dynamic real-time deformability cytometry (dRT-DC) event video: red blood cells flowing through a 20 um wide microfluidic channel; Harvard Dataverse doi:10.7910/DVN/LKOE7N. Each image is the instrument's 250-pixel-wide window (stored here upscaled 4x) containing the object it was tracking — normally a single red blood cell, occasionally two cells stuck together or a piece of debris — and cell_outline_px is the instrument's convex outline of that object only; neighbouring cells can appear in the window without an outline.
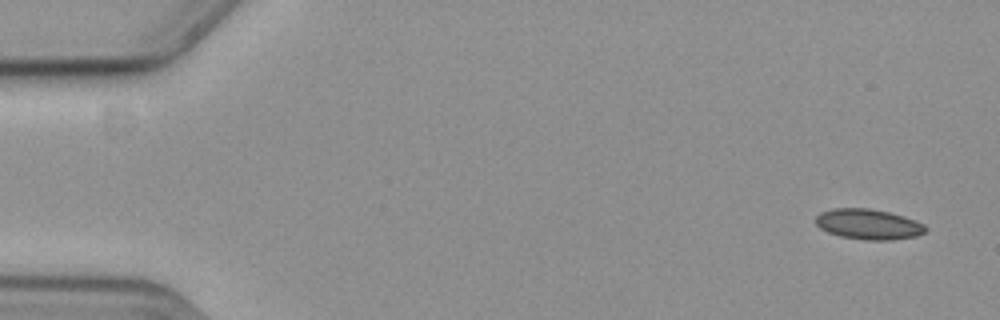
{"species": "common noctule bat (a hibernating species)", "species_latin": "Nyctalus noctula", "temperature_condition": "cold", "stored_images_in_passage": 56, "camera_frame_rate_fps": 3000, "um_per_image_px": 0.085, "animal": {"sex": "female", "body_mass_g": 19.3, "forearm_length_mm": 54.1}, "frame": {"image": 1, "passage_image": 1, "time_ms": 0.0, "image_size_px": [1000, 320], "cell_outline_px": [[928, 228], [924, 232], [916, 236], [892, 240], [864, 240], [840, 236], [828, 232], [820, 228], [816, 224], [816, 216], [820, 212], [832, 208], [868, 208], [888, 212], [904, 216], [916, 220], [924, 224]], "centroid_in_image_um": [73.82, 19.06], "position_along_channel_um": 11.2, "area_um2": 19.54}}
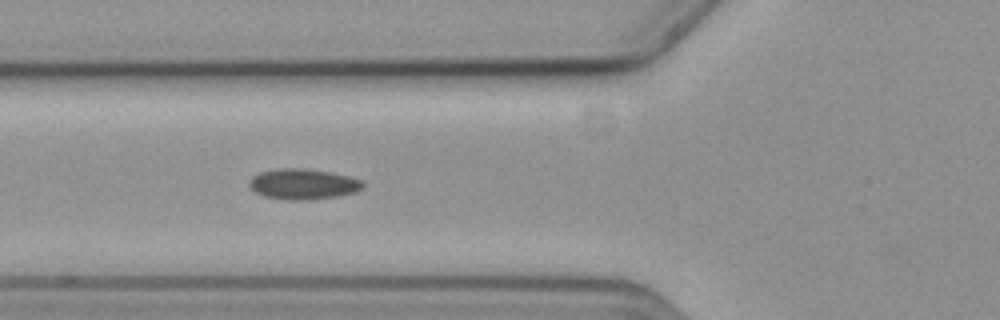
{"frame": {"image": 2, "passage_image": 20, "time_ms": 6.333, "image_size_px": [1000, 320], "cell_outline_px": [[364, 188], [356, 192], [336, 196], [312, 200], [284, 200], [264, 196], [256, 192], [248, 184], [248, 180], [252, 176], [260, 172], [280, 168], [304, 168], [328, 172], [348, 176], [360, 180], [364, 184]], "centroid_in_image_um": [25.74, 15.65], "position_along_channel_um": 100.1, "area_um2": 20.29}}
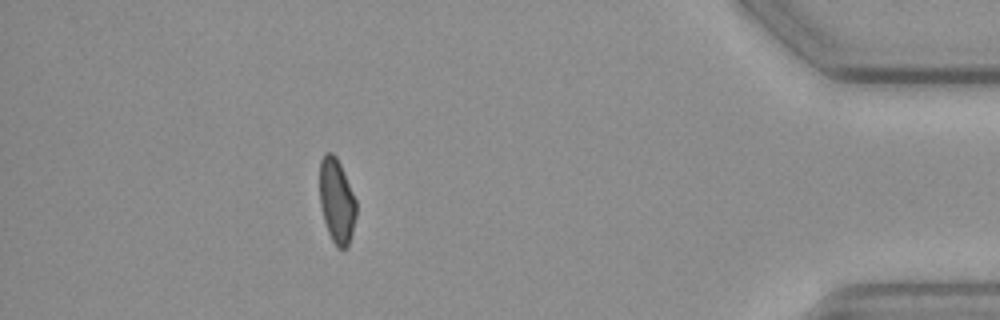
{"frame": {"image": 3, "passage_image": 50, "time_ms": 16.333, "image_size_px": [1000, 320], "cell_outline_px": [[356, 216], [348, 248], [336, 248], [328, 232], [324, 220], [320, 204], [320, 160], [324, 152], [332, 152], [336, 156], [340, 164], [356, 200]], "centroid_in_image_um": [28.61, 17.08], "position_along_channel_um": 406.6, "area_um2": 18.03}, "authors_computed_cell_mechanics": {"area_um2": 18.9873, "velocity_mm_per_s": 3.5881, "shape_relaxation_time_tau1_ms": null, "shape_relaxation_time_tau2_ms": 9.6398, "deformation_change_tau1": null, "deformation_change_tau2": 0.1579}}